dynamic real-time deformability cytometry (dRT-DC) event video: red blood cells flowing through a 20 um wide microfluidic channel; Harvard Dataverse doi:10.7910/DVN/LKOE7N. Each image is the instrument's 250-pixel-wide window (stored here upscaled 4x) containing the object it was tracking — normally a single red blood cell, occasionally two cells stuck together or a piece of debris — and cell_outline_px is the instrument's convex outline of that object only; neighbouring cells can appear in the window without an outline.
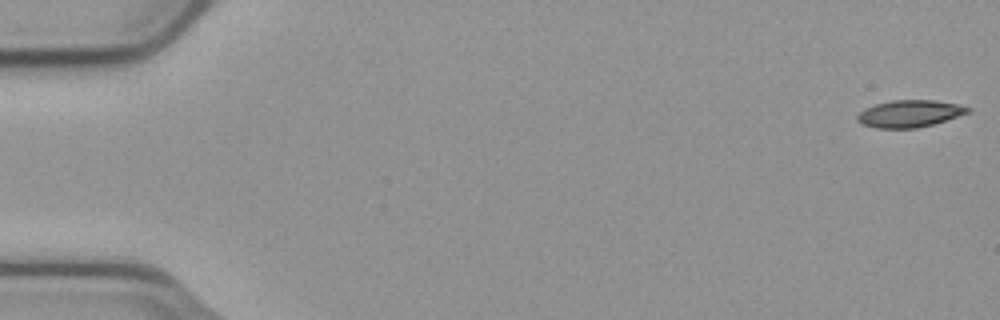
{"species": "common noctule bat (a hibernating species)", "species_latin": "Nyctalus noctula", "temperature_condition": "cold", "stored_images_in_passage": 55, "camera_frame_rate_fps": 3000, "um_per_image_px": 0.085, "animal": {"sex": "male", "body_mass_g": 23.1, "forearm_length_mm": 52.7}, "frame": {"image": 1, "passage_image": 1, "time_ms": 0.0, "image_size_px": [1000, 320], "cell_outline_px": [[972, 112], [932, 124], [916, 128], [876, 128], [860, 124], [856, 120], [856, 116], [864, 108], [876, 104], [892, 100], [936, 100], [956, 104], [972, 108]], "centroid_in_image_um": [77.3, 9.66], "position_along_channel_um": 7.7, "area_um2": 17.51}}
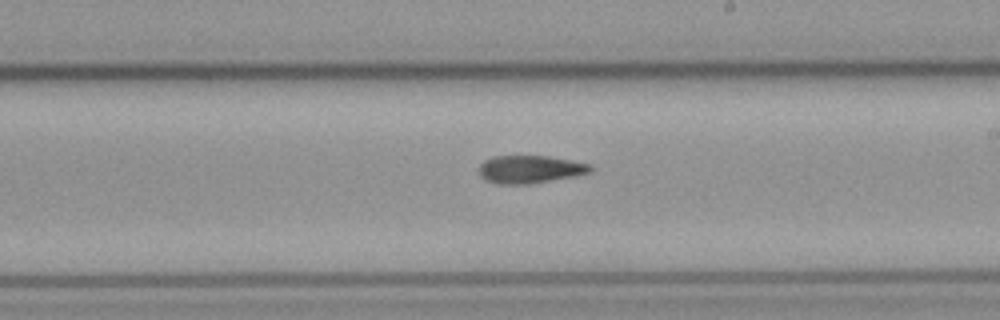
{"frame": {"image": 2, "passage_image": 32, "time_ms": 10.333, "image_size_px": [1000, 320], "cell_outline_px": [[592, 168], [588, 172], [572, 176], [528, 184], [496, 184], [484, 180], [480, 176], [480, 164], [484, 160], [492, 156], [548, 156], [588, 164]], "centroid_in_image_um": [44.95, 14.39], "position_along_channel_um": 244.1, "area_um2": 17.74}}
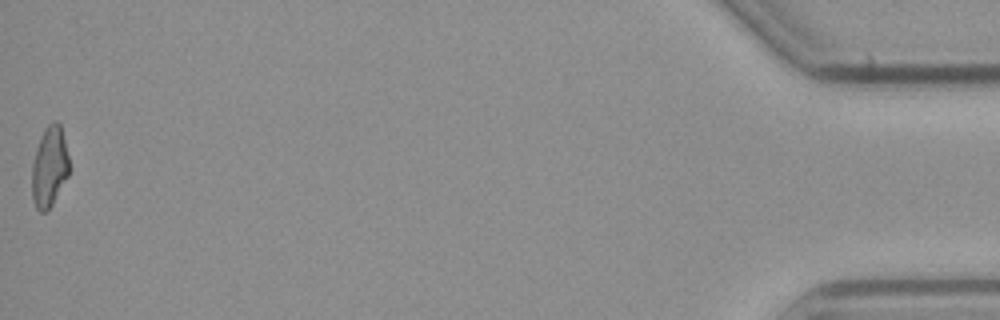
{"frame": {"image": 3, "passage_image": 55, "time_ms": 18.0, "image_size_px": [1000, 320], "cell_outline_px": [[68, 176], [52, 204], [44, 212], [40, 212], [36, 208], [32, 200], [32, 164], [36, 148], [40, 136], [44, 128], [52, 120], [56, 120], [60, 124], [68, 156]], "centroid_in_image_um": [4.18, 14.15], "position_along_channel_um": 431.0, "area_um2": 17.4}}